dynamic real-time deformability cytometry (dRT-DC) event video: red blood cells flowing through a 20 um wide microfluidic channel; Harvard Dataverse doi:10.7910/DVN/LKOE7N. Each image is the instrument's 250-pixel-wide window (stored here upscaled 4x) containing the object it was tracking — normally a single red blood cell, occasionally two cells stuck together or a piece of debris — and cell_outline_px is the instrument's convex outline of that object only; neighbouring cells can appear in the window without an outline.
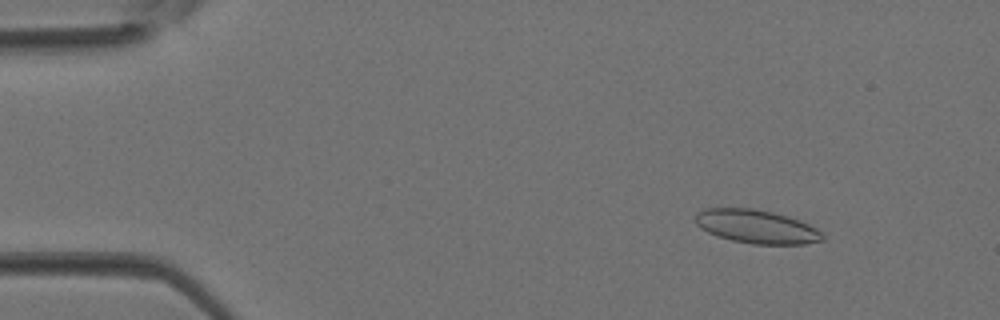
{"species": "Egyptian fruit bat (a non-hibernating species)", "species_latin": "Rousettus aegyptiacus", "temperature_condition": "room temperature", "stored_images_in_passage": 4, "camera_frame_rate_fps": 3000, "um_per_image_px": 0.085, "animal": {"sex": "female"}, "frame": {"image": 1, "passage_image": 1, "time_ms": 0.0, "image_size_px": [1000, 320], "cell_outline_px": [[824, 240], [804, 244], [752, 244], [732, 240], [716, 236], [700, 228], [696, 224], [696, 212], [704, 208], [752, 208], [772, 212], [788, 216], [808, 224], [816, 228], [824, 236]], "centroid_in_image_um": [64.28, 19.26], "position_along_channel_um": 20.7, "area_um2": 24.85}}